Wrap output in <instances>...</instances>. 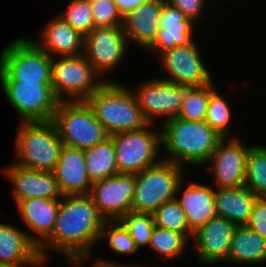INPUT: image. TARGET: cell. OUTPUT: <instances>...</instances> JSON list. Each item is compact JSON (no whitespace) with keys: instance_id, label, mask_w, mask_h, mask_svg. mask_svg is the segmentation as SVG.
Masks as SVG:
<instances>
[{"instance_id":"6da1fadb","label":"cell","mask_w":266,"mask_h":267,"mask_svg":"<svg viewBox=\"0 0 266 267\" xmlns=\"http://www.w3.org/2000/svg\"><path fill=\"white\" fill-rule=\"evenodd\" d=\"M105 222L89 194L62 196L52 233L38 247L40 256L47 261V250H55L80 267L100 240Z\"/></svg>"},{"instance_id":"7a4b0ae2","label":"cell","mask_w":266,"mask_h":267,"mask_svg":"<svg viewBox=\"0 0 266 267\" xmlns=\"http://www.w3.org/2000/svg\"><path fill=\"white\" fill-rule=\"evenodd\" d=\"M162 127L161 146L169 155L162 159L180 166L185 162L200 166L207 163L222 139L205 120L187 121L176 117L165 120Z\"/></svg>"},{"instance_id":"3957f363","label":"cell","mask_w":266,"mask_h":267,"mask_svg":"<svg viewBox=\"0 0 266 267\" xmlns=\"http://www.w3.org/2000/svg\"><path fill=\"white\" fill-rule=\"evenodd\" d=\"M133 92L111 80L85 100L109 136L140 130L149 124Z\"/></svg>"},{"instance_id":"277c9868","label":"cell","mask_w":266,"mask_h":267,"mask_svg":"<svg viewBox=\"0 0 266 267\" xmlns=\"http://www.w3.org/2000/svg\"><path fill=\"white\" fill-rule=\"evenodd\" d=\"M15 143L20 160L14 164L44 172H53L63 146L52 120L22 121Z\"/></svg>"},{"instance_id":"5b68a950","label":"cell","mask_w":266,"mask_h":267,"mask_svg":"<svg viewBox=\"0 0 266 267\" xmlns=\"http://www.w3.org/2000/svg\"><path fill=\"white\" fill-rule=\"evenodd\" d=\"M53 58L30 38H17L0 53V82L51 83Z\"/></svg>"},{"instance_id":"8992f818","label":"cell","mask_w":266,"mask_h":267,"mask_svg":"<svg viewBox=\"0 0 266 267\" xmlns=\"http://www.w3.org/2000/svg\"><path fill=\"white\" fill-rule=\"evenodd\" d=\"M183 166L162 159L136 174L131 211L153 214L164 202L177 197L181 190Z\"/></svg>"},{"instance_id":"52a82bcc","label":"cell","mask_w":266,"mask_h":267,"mask_svg":"<svg viewBox=\"0 0 266 267\" xmlns=\"http://www.w3.org/2000/svg\"><path fill=\"white\" fill-rule=\"evenodd\" d=\"M52 121L63 145L86 150L109 137L86 101L59 102Z\"/></svg>"},{"instance_id":"ba28073f","label":"cell","mask_w":266,"mask_h":267,"mask_svg":"<svg viewBox=\"0 0 266 267\" xmlns=\"http://www.w3.org/2000/svg\"><path fill=\"white\" fill-rule=\"evenodd\" d=\"M97 75L99 74L83 55L55 56L51 63V86L60 102L67 101L69 97L71 99L68 101H85L105 81H110H97Z\"/></svg>"},{"instance_id":"9c48e42d","label":"cell","mask_w":266,"mask_h":267,"mask_svg":"<svg viewBox=\"0 0 266 267\" xmlns=\"http://www.w3.org/2000/svg\"><path fill=\"white\" fill-rule=\"evenodd\" d=\"M153 125L136 131L119 132L111 135L119 173L137 174L160 162L161 133L148 130ZM157 159V160H156Z\"/></svg>"},{"instance_id":"30bf717a","label":"cell","mask_w":266,"mask_h":267,"mask_svg":"<svg viewBox=\"0 0 266 267\" xmlns=\"http://www.w3.org/2000/svg\"><path fill=\"white\" fill-rule=\"evenodd\" d=\"M7 101L23 122L50 121L59 104L51 83L1 82Z\"/></svg>"},{"instance_id":"8fae6325","label":"cell","mask_w":266,"mask_h":267,"mask_svg":"<svg viewBox=\"0 0 266 267\" xmlns=\"http://www.w3.org/2000/svg\"><path fill=\"white\" fill-rule=\"evenodd\" d=\"M136 174L119 173L93 182L90 197L106 221L120 220L132 208Z\"/></svg>"},{"instance_id":"7c38bea8","label":"cell","mask_w":266,"mask_h":267,"mask_svg":"<svg viewBox=\"0 0 266 267\" xmlns=\"http://www.w3.org/2000/svg\"><path fill=\"white\" fill-rule=\"evenodd\" d=\"M126 44L123 26L96 27L84 36L82 55L100 76L121 62L127 51Z\"/></svg>"},{"instance_id":"4fadbf2b","label":"cell","mask_w":266,"mask_h":267,"mask_svg":"<svg viewBox=\"0 0 266 267\" xmlns=\"http://www.w3.org/2000/svg\"><path fill=\"white\" fill-rule=\"evenodd\" d=\"M136 91L134 94L145 119L153 124L155 117L167 116L165 120H169L178 116L185 86L157 78L145 81Z\"/></svg>"},{"instance_id":"5bb4252c","label":"cell","mask_w":266,"mask_h":267,"mask_svg":"<svg viewBox=\"0 0 266 267\" xmlns=\"http://www.w3.org/2000/svg\"><path fill=\"white\" fill-rule=\"evenodd\" d=\"M194 41L160 54V63L169 74L164 80L186 87H202L212 83L210 73L199 55Z\"/></svg>"},{"instance_id":"9a60e30c","label":"cell","mask_w":266,"mask_h":267,"mask_svg":"<svg viewBox=\"0 0 266 267\" xmlns=\"http://www.w3.org/2000/svg\"><path fill=\"white\" fill-rule=\"evenodd\" d=\"M227 141V142H226ZM249 147L237 138H222L208 161H213L214 179L217 188L244 186L246 158Z\"/></svg>"},{"instance_id":"2e32d148","label":"cell","mask_w":266,"mask_h":267,"mask_svg":"<svg viewBox=\"0 0 266 267\" xmlns=\"http://www.w3.org/2000/svg\"><path fill=\"white\" fill-rule=\"evenodd\" d=\"M236 227L235 223L217 215L200 227L193 234L199 262L212 264L226 261Z\"/></svg>"},{"instance_id":"e0dca14e","label":"cell","mask_w":266,"mask_h":267,"mask_svg":"<svg viewBox=\"0 0 266 267\" xmlns=\"http://www.w3.org/2000/svg\"><path fill=\"white\" fill-rule=\"evenodd\" d=\"M13 184L15 202L29 198L61 199L57 180L53 172L27 169L16 164L3 169Z\"/></svg>"},{"instance_id":"ac0fdd59","label":"cell","mask_w":266,"mask_h":267,"mask_svg":"<svg viewBox=\"0 0 266 267\" xmlns=\"http://www.w3.org/2000/svg\"><path fill=\"white\" fill-rule=\"evenodd\" d=\"M53 173L62 196L90 194L84 150L63 145Z\"/></svg>"},{"instance_id":"d6986e66","label":"cell","mask_w":266,"mask_h":267,"mask_svg":"<svg viewBox=\"0 0 266 267\" xmlns=\"http://www.w3.org/2000/svg\"><path fill=\"white\" fill-rule=\"evenodd\" d=\"M192 22L178 8L165 1L162 4L155 41L147 50L160 55L174 47L191 44L193 42Z\"/></svg>"},{"instance_id":"ffe728a7","label":"cell","mask_w":266,"mask_h":267,"mask_svg":"<svg viewBox=\"0 0 266 267\" xmlns=\"http://www.w3.org/2000/svg\"><path fill=\"white\" fill-rule=\"evenodd\" d=\"M41 239L17 229L13 225L0 223V264L46 263L38 247Z\"/></svg>"},{"instance_id":"44dd1931","label":"cell","mask_w":266,"mask_h":267,"mask_svg":"<svg viewBox=\"0 0 266 267\" xmlns=\"http://www.w3.org/2000/svg\"><path fill=\"white\" fill-rule=\"evenodd\" d=\"M164 0H148L123 18L127 40L148 49L155 41Z\"/></svg>"},{"instance_id":"7402d4cb","label":"cell","mask_w":266,"mask_h":267,"mask_svg":"<svg viewBox=\"0 0 266 267\" xmlns=\"http://www.w3.org/2000/svg\"><path fill=\"white\" fill-rule=\"evenodd\" d=\"M34 42L52 58L82 55L84 36L60 16L47 22L42 30V42Z\"/></svg>"},{"instance_id":"603a6c76","label":"cell","mask_w":266,"mask_h":267,"mask_svg":"<svg viewBox=\"0 0 266 267\" xmlns=\"http://www.w3.org/2000/svg\"><path fill=\"white\" fill-rule=\"evenodd\" d=\"M213 189L208 185L190 182L182 197H176L193 233L216 216Z\"/></svg>"},{"instance_id":"cb8c5ba5","label":"cell","mask_w":266,"mask_h":267,"mask_svg":"<svg viewBox=\"0 0 266 267\" xmlns=\"http://www.w3.org/2000/svg\"><path fill=\"white\" fill-rule=\"evenodd\" d=\"M258 198L245 186L214 190L215 212L236 225H245Z\"/></svg>"},{"instance_id":"d4e9b609","label":"cell","mask_w":266,"mask_h":267,"mask_svg":"<svg viewBox=\"0 0 266 267\" xmlns=\"http://www.w3.org/2000/svg\"><path fill=\"white\" fill-rule=\"evenodd\" d=\"M59 204L60 199L46 198H29L17 203V210L25 224L40 238L43 237L41 243L52 233Z\"/></svg>"},{"instance_id":"484cf974","label":"cell","mask_w":266,"mask_h":267,"mask_svg":"<svg viewBox=\"0 0 266 267\" xmlns=\"http://www.w3.org/2000/svg\"><path fill=\"white\" fill-rule=\"evenodd\" d=\"M226 261L237 265L266 261V240L246 225H237Z\"/></svg>"},{"instance_id":"4316f807","label":"cell","mask_w":266,"mask_h":267,"mask_svg":"<svg viewBox=\"0 0 266 267\" xmlns=\"http://www.w3.org/2000/svg\"><path fill=\"white\" fill-rule=\"evenodd\" d=\"M86 170L91 182L119 174L113 139L109 136L103 142L84 150Z\"/></svg>"},{"instance_id":"83f0119b","label":"cell","mask_w":266,"mask_h":267,"mask_svg":"<svg viewBox=\"0 0 266 267\" xmlns=\"http://www.w3.org/2000/svg\"><path fill=\"white\" fill-rule=\"evenodd\" d=\"M244 186L258 197H266V146L249 147Z\"/></svg>"},{"instance_id":"f1b7e54d","label":"cell","mask_w":266,"mask_h":267,"mask_svg":"<svg viewBox=\"0 0 266 267\" xmlns=\"http://www.w3.org/2000/svg\"><path fill=\"white\" fill-rule=\"evenodd\" d=\"M188 239L182 233L170 231L155 225L149 247L154 249L166 261L171 258L175 259V257L183 254Z\"/></svg>"},{"instance_id":"f546056e","label":"cell","mask_w":266,"mask_h":267,"mask_svg":"<svg viewBox=\"0 0 266 267\" xmlns=\"http://www.w3.org/2000/svg\"><path fill=\"white\" fill-rule=\"evenodd\" d=\"M209 95L210 85L202 87L185 86L181 109L177 117L187 121L205 120Z\"/></svg>"},{"instance_id":"4dcf8cb0","label":"cell","mask_w":266,"mask_h":267,"mask_svg":"<svg viewBox=\"0 0 266 267\" xmlns=\"http://www.w3.org/2000/svg\"><path fill=\"white\" fill-rule=\"evenodd\" d=\"M156 226L184 234L187 238L193 237L189 229L186 216L176 198L164 202L153 213ZM190 234V235H189Z\"/></svg>"},{"instance_id":"1f68e13d","label":"cell","mask_w":266,"mask_h":267,"mask_svg":"<svg viewBox=\"0 0 266 267\" xmlns=\"http://www.w3.org/2000/svg\"><path fill=\"white\" fill-rule=\"evenodd\" d=\"M213 83L210 84V95L205 121L222 138H227L229 133L228 124L231 121L229 105L222 96L215 90Z\"/></svg>"},{"instance_id":"d6a6232c","label":"cell","mask_w":266,"mask_h":267,"mask_svg":"<svg viewBox=\"0 0 266 267\" xmlns=\"http://www.w3.org/2000/svg\"><path fill=\"white\" fill-rule=\"evenodd\" d=\"M127 229L138 249L149 245L155 227L153 214L130 211L119 220Z\"/></svg>"},{"instance_id":"836d02e7","label":"cell","mask_w":266,"mask_h":267,"mask_svg":"<svg viewBox=\"0 0 266 267\" xmlns=\"http://www.w3.org/2000/svg\"><path fill=\"white\" fill-rule=\"evenodd\" d=\"M59 16L83 36L88 35L95 28L92 5L87 1L71 0L67 9Z\"/></svg>"},{"instance_id":"e575fe53","label":"cell","mask_w":266,"mask_h":267,"mask_svg":"<svg viewBox=\"0 0 266 267\" xmlns=\"http://www.w3.org/2000/svg\"><path fill=\"white\" fill-rule=\"evenodd\" d=\"M108 236V243L113 252L123 255L133 254L138 248L127 229L119 221H106L102 227L100 239Z\"/></svg>"},{"instance_id":"d590c367","label":"cell","mask_w":266,"mask_h":267,"mask_svg":"<svg viewBox=\"0 0 266 267\" xmlns=\"http://www.w3.org/2000/svg\"><path fill=\"white\" fill-rule=\"evenodd\" d=\"M94 27L123 26V17L112 0H102L92 4Z\"/></svg>"},{"instance_id":"8d00e7d4","label":"cell","mask_w":266,"mask_h":267,"mask_svg":"<svg viewBox=\"0 0 266 267\" xmlns=\"http://www.w3.org/2000/svg\"><path fill=\"white\" fill-rule=\"evenodd\" d=\"M245 225L266 240V197L256 199L250 218Z\"/></svg>"},{"instance_id":"74e56055","label":"cell","mask_w":266,"mask_h":267,"mask_svg":"<svg viewBox=\"0 0 266 267\" xmlns=\"http://www.w3.org/2000/svg\"><path fill=\"white\" fill-rule=\"evenodd\" d=\"M173 7L178 8L192 21L201 16L204 0H167Z\"/></svg>"},{"instance_id":"f35d334b","label":"cell","mask_w":266,"mask_h":267,"mask_svg":"<svg viewBox=\"0 0 266 267\" xmlns=\"http://www.w3.org/2000/svg\"><path fill=\"white\" fill-rule=\"evenodd\" d=\"M116 5L118 12L124 18L128 13L134 11L141 4L148 0H112Z\"/></svg>"},{"instance_id":"ab89813d","label":"cell","mask_w":266,"mask_h":267,"mask_svg":"<svg viewBox=\"0 0 266 267\" xmlns=\"http://www.w3.org/2000/svg\"><path fill=\"white\" fill-rule=\"evenodd\" d=\"M93 267H138L137 265L136 266H131V265H120V263H114V262H111V261H107L106 259L104 260H101V259H99V260H97L96 262H95V264H93Z\"/></svg>"},{"instance_id":"60d3db41","label":"cell","mask_w":266,"mask_h":267,"mask_svg":"<svg viewBox=\"0 0 266 267\" xmlns=\"http://www.w3.org/2000/svg\"><path fill=\"white\" fill-rule=\"evenodd\" d=\"M44 264L45 263H8V264H0V267H27L28 265L39 266Z\"/></svg>"},{"instance_id":"b9f144b4","label":"cell","mask_w":266,"mask_h":267,"mask_svg":"<svg viewBox=\"0 0 266 267\" xmlns=\"http://www.w3.org/2000/svg\"><path fill=\"white\" fill-rule=\"evenodd\" d=\"M83 1H87L88 3H90L91 5L92 4H96V3H98V2H100V1H102V0H83ZM104 1V0H103Z\"/></svg>"}]
</instances>
